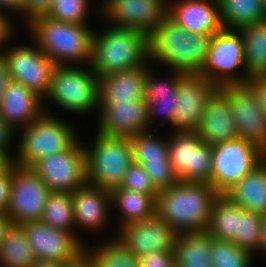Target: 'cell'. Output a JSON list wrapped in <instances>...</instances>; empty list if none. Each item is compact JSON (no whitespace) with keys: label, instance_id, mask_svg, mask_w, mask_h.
Instances as JSON below:
<instances>
[{"label":"cell","instance_id":"cell-36","mask_svg":"<svg viewBox=\"0 0 266 267\" xmlns=\"http://www.w3.org/2000/svg\"><path fill=\"white\" fill-rule=\"evenodd\" d=\"M254 254L239 248L232 241L211 237L212 267H252Z\"/></svg>","mask_w":266,"mask_h":267},{"label":"cell","instance_id":"cell-8","mask_svg":"<svg viewBox=\"0 0 266 267\" xmlns=\"http://www.w3.org/2000/svg\"><path fill=\"white\" fill-rule=\"evenodd\" d=\"M199 76L217 87L227 84H247L250 77L246 73L244 42L239 29L223 28L212 36Z\"/></svg>","mask_w":266,"mask_h":267},{"label":"cell","instance_id":"cell-12","mask_svg":"<svg viewBox=\"0 0 266 267\" xmlns=\"http://www.w3.org/2000/svg\"><path fill=\"white\" fill-rule=\"evenodd\" d=\"M31 168L51 192L72 194L87 182L85 145L78 139L69 149L40 158Z\"/></svg>","mask_w":266,"mask_h":267},{"label":"cell","instance_id":"cell-19","mask_svg":"<svg viewBox=\"0 0 266 267\" xmlns=\"http://www.w3.org/2000/svg\"><path fill=\"white\" fill-rule=\"evenodd\" d=\"M217 88L199 75H185L178 84L173 131H196L202 121L208 97Z\"/></svg>","mask_w":266,"mask_h":267},{"label":"cell","instance_id":"cell-49","mask_svg":"<svg viewBox=\"0 0 266 267\" xmlns=\"http://www.w3.org/2000/svg\"><path fill=\"white\" fill-rule=\"evenodd\" d=\"M0 11L22 14V0H0Z\"/></svg>","mask_w":266,"mask_h":267},{"label":"cell","instance_id":"cell-52","mask_svg":"<svg viewBox=\"0 0 266 267\" xmlns=\"http://www.w3.org/2000/svg\"><path fill=\"white\" fill-rule=\"evenodd\" d=\"M258 251L266 255V216L263 217Z\"/></svg>","mask_w":266,"mask_h":267},{"label":"cell","instance_id":"cell-29","mask_svg":"<svg viewBox=\"0 0 266 267\" xmlns=\"http://www.w3.org/2000/svg\"><path fill=\"white\" fill-rule=\"evenodd\" d=\"M175 267H212L211 236L206 232L178 234Z\"/></svg>","mask_w":266,"mask_h":267},{"label":"cell","instance_id":"cell-25","mask_svg":"<svg viewBox=\"0 0 266 267\" xmlns=\"http://www.w3.org/2000/svg\"><path fill=\"white\" fill-rule=\"evenodd\" d=\"M146 65L99 77V102H129L144 99Z\"/></svg>","mask_w":266,"mask_h":267},{"label":"cell","instance_id":"cell-30","mask_svg":"<svg viewBox=\"0 0 266 267\" xmlns=\"http://www.w3.org/2000/svg\"><path fill=\"white\" fill-rule=\"evenodd\" d=\"M239 30L244 42L247 75L250 78L266 76V20Z\"/></svg>","mask_w":266,"mask_h":267},{"label":"cell","instance_id":"cell-31","mask_svg":"<svg viewBox=\"0 0 266 267\" xmlns=\"http://www.w3.org/2000/svg\"><path fill=\"white\" fill-rule=\"evenodd\" d=\"M223 28L241 29L266 20L264 0H218Z\"/></svg>","mask_w":266,"mask_h":267},{"label":"cell","instance_id":"cell-37","mask_svg":"<svg viewBox=\"0 0 266 267\" xmlns=\"http://www.w3.org/2000/svg\"><path fill=\"white\" fill-rule=\"evenodd\" d=\"M90 0H52L47 17L79 25H87Z\"/></svg>","mask_w":266,"mask_h":267},{"label":"cell","instance_id":"cell-50","mask_svg":"<svg viewBox=\"0 0 266 267\" xmlns=\"http://www.w3.org/2000/svg\"><path fill=\"white\" fill-rule=\"evenodd\" d=\"M14 164V156L0 150V174L6 172Z\"/></svg>","mask_w":266,"mask_h":267},{"label":"cell","instance_id":"cell-22","mask_svg":"<svg viewBox=\"0 0 266 267\" xmlns=\"http://www.w3.org/2000/svg\"><path fill=\"white\" fill-rule=\"evenodd\" d=\"M71 198L75 228L94 231V233L98 230L100 233V230L108 226L109 212L113 209L111 193L108 190L86 182L71 194Z\"/></svg>","mask_w":266,"mask_h":267},{"label":"cell","instance_id":"cell-47","mask_svg":"<svg viewBox=\"0 0 266 267\" xmlns=\"http://www.w3.org/2000/svg\"><path fill=\"white\" fill-rule=\"evenodd\" d=\"M15 132L8 126L5 120L0 116V150L10 153L11 144L15 141ZM13 140V141H12Z\"/></svg>","mask_w":266,"mask_h":267},{"label":"cell","instance_id":"cell-32","mask_svg":"<svg viewBox=\"0 0 266 267\" xmlns=\"http://www.w3.org/2000/svg\"><path fill=\"white\" fill-rule=\"evenodd\" d=\"M35 257L22 224L7 228L0 247V267H31Z\"/></svg>","mask_w":266,"mask_h":267},{"label":"cell","instance_id":"cell-16","mask_svg":"<svg viewBox=\"0 0 266 267\" xmlns=\"http://www.w3.org/2000/svg\"><path fill=\"white\" fill-rule=\"evenodd\" d=\"M117 232L119 241L137 257L153 251H173L178 236L157 214L122 226Z\"/></svg>","mask_w":266,"mask_h":267},{"label":"cell","instance_id":"cell-45","mask_svg":"<svg viewBox=\"0 0 266 267\" xmlns=\"http://www.w3.org/2000/svg\"><path fill=\"white\" fill-rule=\"evenodd\" d=\"M247 84L253 89L259 102V106L266 117V76L250 78Z\"/></svg>","mask_w":266,"mask_h":267},{"label":"cell","instance_id":"cell-20","mask_svg":"<svg viewBox=\"0 0 266 267\" xmlns=\"http://www.w3.org/2000/svg\"><path fill=\"white\" fill-rule=\"evenodd\" d=\"M167 16L188 33L214 35L223 29L218 0L174 1L167 4Z\"/></svg>","mask_w":266,"mask_h":267},{"label":"cell","instance_id":"cell-28","mask_svg":"<svg viewBox=\"0 0 266 267\" xmlns=\"http://www.w3.org/2000/svg\"><path fill=\"white\" fill-rule=\"evenodd\" d=\"M110 193L111 207H115L120 216L117 229L132 222L145 220L156 214L157 196L125 190L121 187L113 189Z\"/></svg>","mask_w":266,"mask_h":267},{"label":"cell","instance_id":"cell-10","mask_svg":"<svg viewBox=\"0 0 266 267\" xmlns=\"http://www.w3.org/2000/svg\"><path fill=\"white\" fill-rule=\"evenodd\" d=\"M168 155L173 172L182 182L209 183L212 172V145L203 142L197 131H172Z\"/></svg>","mask_w":266,"mask_h":267},{"label":"cell","instance_id":"cell-18","mask_svg":"<svg viewBox=\"0 0 266 267\" xmlns=\"http://www.w3.org/2000/svg\"><path fill=\"white\" fill-rule=\"evenodd\" d=\"M97 132L107 136L131 137L149 131L147 102H99Z\"/></svg>","mask_w":266,"mask_h":267},{"label":"cell","instance_id":"cell-38","mask_svg":"<svg viewBox=\"0 0 266 267\" xmlns=\"http://www.w3.org/2000/svg\"><path fill=\"white\" fill-rule=\"evenodd\" d=\"M263 215L245 211L241 215L240 234L234 243L243 250L255 254L258 251Z\"/></svg>","mask_w":266,"mask_h":267},{"label":"cell","instance_id":"cell-23","mask_svg":"<svg viewBox=\"0 0 266 267\" xmlns=\"http://www.w3.org/2000/svg\"><path fill=\"white\" fill-rule=\"evenodd\" d=\"M43 99L24 85L11 81L0 100V116L15 132L25 128L43 112Z\"/></svg>","mask_w":266,"mask_h":267},{"label":"cell","instance_id":"cell-27","mask_svg":"<svg viewBox=\"0 0 266 267\" xmlns=\"http://www.w3.org/2000/svg\"><path fill=\"white\" fill-rule=\"evenodd\" d=\"M245 211L225 195L219 194L213 203L205 232L217 240L234 242L240 234L241 215Z\"/></svg>","mask_w":266,"mask_h":267},{"label":"cell","instance_id":"cell-39","mask_svg":"<svg viewBox=\"0 0 266 267\" xmlns=\"http://www.w3.org/2000/svg\"><path fill=\"white\" fill-rule=\"evenodd\" d=\"M142 167L147 172L153 186L158 192L168 189L179 182V179L173 172L170 160L146 162Z\"/></svg>","mask_w":266,"mask_h":267},{"label":"cell","instance_id":"cell-53","mask_svg":"<svg viewBox=\"0 0 266 267\" xmlns=\"http://www.w3.org/2000/svg\"><path fill=\"white\" fill-rule=\"evenodd\" d=\"M31 267H64V263L57 261L36 259Z\"/></svg>","mask_w":266,"mask_h":267},{"label":"cell","instance_id":"cell-4","mask_svg":"<svg viewBox=\"0 0 266 267\" xmlns=\"http://www.w3.org/2000/svg\"><path fill=\"white\" fill-rule=\"evenodd\" d=\"M148 36L131 28L115 27L93 32L91 62L98 77L148 65Z\"/></svg>","mask_w":266,"mask_h":267},{"label":"cell","instance_id":"cell-3","mask_svg":"<svg viewBox=\"0 0 266 267\" xmlns=\"http://www.w3.org/2000/svg\"><path fill=\"white\" fill-rule=\"evenodd\" d=\"M27 27L37 47L56 65L90 64L94 31L89 25L40 16Z\"/></svg>","mask_w":266,"mask_h":267},{"label":"cell","instance_id":"cell-40","mask_svg":"<svg viewBox=\"0 0 266 267\" xmlns=\"http://www.w3.org/2000/svg\"><path fill=\"white\" fill-rule=\"evenodd\" d=\"M122 189L157 196L158 191L153 186L150 177L142 165L133 162L124 176L120 186Z\"/></svg>","mask_w":266,"mask_h":267},{"label":"cell","instance_id":"cell-33","mask_svg":"<svg viewBox=\"0 0 266 267\" xmlns=\"http://www.w3.org/2000/svg\"><path fill=\"white\" fill-rule=\"evenodd\" d=\"M40 220L56 229L74 234L75 220L71 193L51 192Z\"/></svg>","mask_w":266,"mask_h":267},{"label":"cell","instance_id":"cell-41","mask_svg":"<svg viewBox=\"0 0 266 267\" xmlns=\"http://www.w3.org/2000/svg\"><path fill=\"white\" fill-rule=\"evenodd\" d=\"M140 267H175V252L153 251L138 257Z\"/></svg>","mask_w":266,"mask_h":267},{"label":"cell","instance_id":"cell-5","mask_svg":"<svg viewBox=\"0 0 266 267\" xmlns=\"http://www.w3.org/2000/svg\"><path fill=\"white\" fill-rule=\"evenodd\" d=\"M70 124L44 108L36 120L22 129L14 164L31 167L40 158L69 149L80 138Z\"/></svg>","mask_w":266,"mask_h":267},{"label":"cell","instance_id":"cell-24","mask_svg":"<svg viewBox=\"0 0 266 267\" xmlns=\"http://www.w3.org/2000/svg\"><path fill=\"white\" fill-rule=\"evenodd\" d=\"M146 65V77L144 80V100L147 102L149 130L153 131L154 119L163 115L165 119L158 124L163 126L165 122H171L174 118V109L177 107V89L179 81L185 76L183 73L172 70L170 78L166 81L156 78L154 72ZM157 115V116H156ZM151 127V128H150Z\"/></svg>","mask_w":266,"mask_h":267},{"label":"cell","instance_id":"cell-54","mask_svg":"<svg viewBox=\"0 0 266 267\" xmlns=\"http://www.w3.org/2000/svg\"><path fill=\"white\" fill-rule=\"evenodd\" d=\"M264 9H265V17H266V0H264Z\"/></svg>","mask_w":266,"mask_h":267},{"label":"cell","instance_id":"cell-44","mask_svg":"<svg viewBox=\"0 0 266 267\" xmlns=\"http://www.w3.org/2000/svg\"><path fill=\"white\" fill-rule=\"evenodd\" d=\"M12 182V166L0 174V213L6 214L9 206L10 185Z\"/></svg>","mask_w":266,"mask_h":267},{"label":"cell","instance_id":"cell-2","mask_svg":"<svg viewBox=\"0 0 266 267\" xmlns=\"http://www.w3.org/2000/svg\"><path fill=\"white\" fill-rule=\"evenodd\" d=\"M212 36L188 33L166 16L148 36L149 60L185 75H199Z\"/></svg>","mask_w":266,"mask_h":267},{"label":"cell","instance_id":"cell-42","mask_svg":"<svg viewBox=\"0 0 266 267\" xmlns=\"http://www.w3.org/2000/svg\"><path fill=\"white\" fill-rule=\"evenodd\" d=\"M52 0H22V14L26 25L34 18L46 16L50 10Z\"/></svg>","mask_w":266,"mask_h":267},{"label":"cell","instance_id":"cell-11","mask_svg":"<svg viewBox=\"0 0 266 267\" xmlns=\"http://www.w3.org/2000/svg\"><path fill=\"white\" fill-rule=\"evenodd\" d=\"M51 191L31 168L12 165L9 206L6 214L12 224L39 221Z\"/></svg>","mask_w":266,"mask_h":267},{"label":"cell","instance_id":"cell-35","mask_svg":"<svg viewBox=\"0 0 266 267\" xmlns=\"http://www.w3.org/2000/svg\"><path fill=\"white\" fill-rule=\"evenodd\" d=\"M154 132L149 130L130 137L133 162L143 165L146 162L169 160L168 139L156 137Z\"/></svg>","mask_w":266,"mask_h":267},{"label":"cell","instance_id":"cell-1","mask_svg":"<svg viewBox=\"0 0 266 267\" xmlns=\"http://www.w3.org/2000/svg\"><path fill=\"white\" fill-rule=\"evenodd\" d=\"M218 195L209 183L179 181L158 192L156 214L178 234L205 232Z\"/></svg>","mask_w":266,"mask_h":267},{"label":"cell","instance_id":"cell-51","mask_svg":"<svg viewBox=\"0 0 266 267\" xmlns=\"http://www.w3.org/2000/svg\"><path fill=\"white\" fill-rule=\"evenodd\" d=\"M11 225L10 217L7 214L0 213V247L4 240L7 228Z\"/></svg>","mask_w":266,"mask_h":267},{"label":"cell","instance_id":"cell-46","mask_svg":"<svg viewBox=\"0 0 266 267\" xmlns=\"http://www.w3.org/2000/svg\"><path fill=\"white\" fill-rule=\"evenodd\" d=\"M64 267H97L92 255L84 247L73 258L64 263Z\"/></svg>","mask_w":266,"mask_h":267},{"label":"cell","instance_id":"cell-9","mask_svg":"<svg viewBox=\"0 0 266 267\" xmlns=\"http://www.w3.org/2000/svg\"><path fill=\"white\" fill-rule=\"evenodd\" d=\"M266 159L257 145L236 138L212 145V172L210 185L223 194Z\"/></svg>","mask_w":266,"mask_h":267},{"label":"cell","instance_id":"cell-17","mask_svg":"<svg viewBox=\"0 0 266 267\" xmlns=\"http://www.w3.org/2000/svg\"><path fill=\"white\" fill-rule=\"evenodd\" d=\"M22 225L35 259L65 263L86 245L77 234L56 229L41 220Z\"/></svg>","mask_w":266,"mask_h":267},{"label":"cell","instance_id":"cell-6","mask_svg":"<svg viewBox=\"0 0 266 267\" xmlns=\"http://www.w3.org/2000/svg\"><path fill=\"white\" fill-rule=\"evenodd\" d=\"M80 66L56 65L44 98L77 115L99 110V77L90 64Z\"/></svg>","mask_w":266,"mask_h":267},{"label":"cell","instance_id":"cell-15","mask_svg":"<svg viewBox=\"0 0 266 267\" xmlns=\"http://www.w3.org/2000/svg\"><path fill=\"white\" fill-rule=\"evenodd\" d=\"M220 88L229 96L237 127V138L251 142L266 152V117L248 84H227Z\"/></svg>","mask_w":266,"mask_h":267},{"label":"cell","instance_id":"cell-21","mask_svg":"<svg viewBox=\"0 0 266 267\" xmlns=\"http://www.w3.org/2000/svg\"><path fill=\"white\" fill-rule=\"evenodd\" d=\"M200 139L209 145L237 138V127L229 96L217 87L207 99L199 128Z\"/></svg>","mask_w":266,"mask_h":267},{"label":"cell","instance_id":"cell-14","mask_svg":"<svg viewBox=\"0 0 266 267\" xmlns=\"http://www.w3.org/2000/svg\"><path fill=\"white\" fill-rule=\"evenodd\" d=\"M99 7L108 24L135 29L147 36L167 16L165 0H103Z\"/></svg>","mask_w":266,"mask_h":267},{"label":"cell","instance_id":"cell-7","mask_svg":"<svg viewBox=\"0 0 266 267\" xmlns=\"http://www.w3.org/2000/svg\"><path fill=\"white\" fill-rule=\"evenodd\" d=\"M96 134L94 144L85 146L87 182L111 192L120 188L133 163L130 137Z\"/></svg>","mask_w":266,"mask_h":267},{"label":"cell","instance_id":"cell-13","mask_svg":"<svg viewBox=\"0 0 266 267\" xmlns=\"http://www.w3.org/2000/svg\"><path fill=\"white\" fill-rule=\"evenodd\" d=\"M34 45H12L7 50L4 49L3 54L11 80L24 85L44 99L49 92L52 71L56 64Z\"/></svg>","mask_w":266,"mask_h":267},{"label":"cell","instance_id":"cell-26","mask_svg":"<svg viewBox=\"0 0 266 267\" xmlns=\"http://www.w3.org/2000/svg\"><path fill=\"white\" fill-rule=\"evenodd\" d=\"M223 195L246 211L266 216V159Z\"/></svg>","mask_w":266,"mask_h":267},{"label":"cell","instance_id":"cell-48","mask_svg":"<svg viewBox=\"0 0 266 267\" xmlns=\"http://www.w3.org/2000/svg\"><path fill=\"white\" fill-rule=\"evenodd\" d=\"M11 75L8 68L7 60L3 53L0 54V100L3 97L7 86L11 82Z\"/></svg>","mask_w":266,"mask_h":267},{"label":"cell","instance_id":"cell-43","mask_svg":"<svg viewBox=\"0 0 266 267\" xmlns=\"http://www.w3.org/2000/svg\"><path fill=\"white\" fill-rule=\"evenodd\" d=\"M13 27L14 25L9 17V13L0 11V54L4 52V46H8L6 44L13 41V33H15Z\"/></svg>","mask_w":266,"mask_h":267},{"label":"cell","instance_id":"cell-34","mask_svg":"<svg viewBox=\"0 0 266 267\" xmlns=\"http://www.w3.org/2000/svg\"><path fill=\"white\" fill-rule=\"evenodd\" d=\"M96 262L97 267H140L138 257L126 248L115 236L95 248L84 246ZM91 249V250H90Z\"/></svg>","mask_w":266,"mask_h":267}]
</instances>
